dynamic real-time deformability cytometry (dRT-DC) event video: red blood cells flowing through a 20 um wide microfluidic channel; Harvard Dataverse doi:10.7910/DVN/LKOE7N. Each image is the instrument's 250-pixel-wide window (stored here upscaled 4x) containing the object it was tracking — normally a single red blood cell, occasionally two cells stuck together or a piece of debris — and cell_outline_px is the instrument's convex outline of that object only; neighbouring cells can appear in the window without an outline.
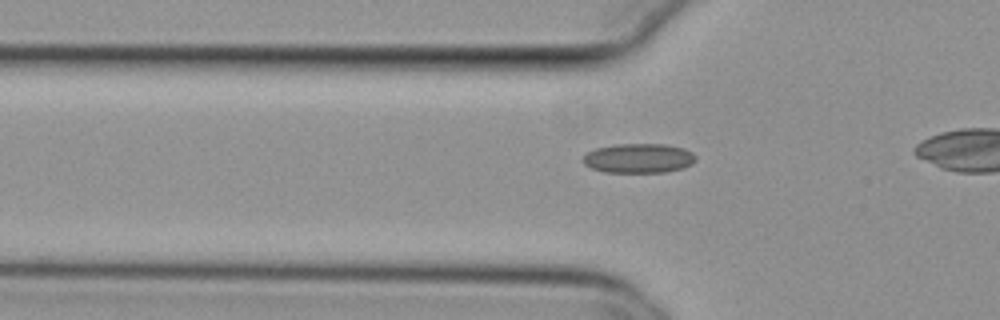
{"species": "common noctule bat (a hibernating species)", "species_latin": "Nyctalus noctula", "temperature_condition": "cold", "stored_images_in_passage": 26, "camera_frame_rate_fps": 3000, "um_per_image_px": 0.085, "animal": {"sex": "female", "body_mass_g": 29.2, "forearm_length_mm": 56.3}, "frame": {"image": 1, "passage_image": 10, "time_ms": 3.0, "image_size_px": [1000, 320], "cell_outline_px": [[696, 160], [692, 164], [684, 168], [664, 172], [604, 172], [592, 168], [584, 164], [580, 160], [588, 152], [596, 148], [616, 144], [664, 144], [684, 148], [692, 152], [696, 156]], "centroid_in_image_um": [54.3, 13.45], "position_along_channel_um": 71.5, "area_um2": 19.48}}
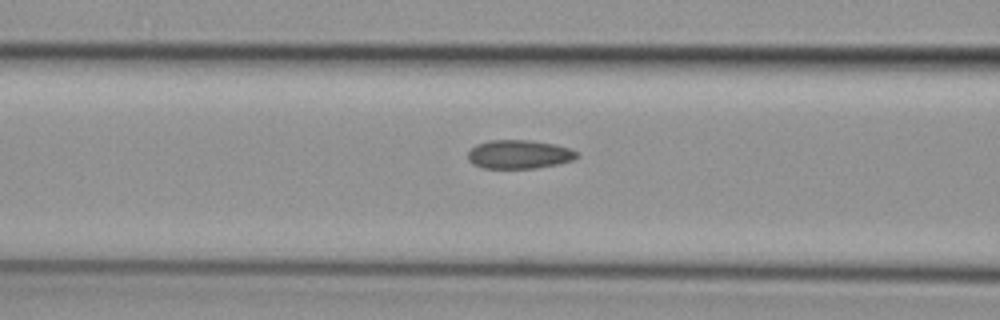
{"frame": {"image": 2, "passage_image": 14, "time_ms": 4.333, "image_size_px": [1000, 320], "cell_outline_px": [[576, 156], [572, 160], [560, 164], [536, 168], [484, 168], [472, 164], [468, 160], [468, 152], [476, 144], [488, 140], [532, 140], [556, 144], [568, 148], [576, 152]], "centroid_in_image_um": [44.09, 13.11], "position_along_channel_um": 122.5, "area_um2": 18.26}}
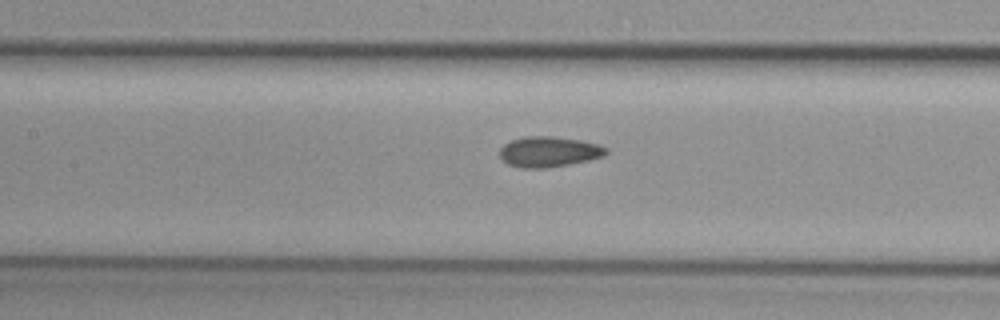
{"frame": {"image": 3, "passage_image": 17, "time_ms": 5.333, "image_size_px": [1000, 320], "cell_outline_px": [[608, 152], [604, 156], [588, 160], [568, 164], [544, 168], [520, 168], [508, 164], [500, 156], [500, 148], [504, 144], [512, 140], [524, 136], [552, 136], [580, 140], [596, 144], [608, 148]], "centroid_in_image_um": [46.64, 12.89], "position_along_channel_um": 160.8, "area_um2": 18.79}}